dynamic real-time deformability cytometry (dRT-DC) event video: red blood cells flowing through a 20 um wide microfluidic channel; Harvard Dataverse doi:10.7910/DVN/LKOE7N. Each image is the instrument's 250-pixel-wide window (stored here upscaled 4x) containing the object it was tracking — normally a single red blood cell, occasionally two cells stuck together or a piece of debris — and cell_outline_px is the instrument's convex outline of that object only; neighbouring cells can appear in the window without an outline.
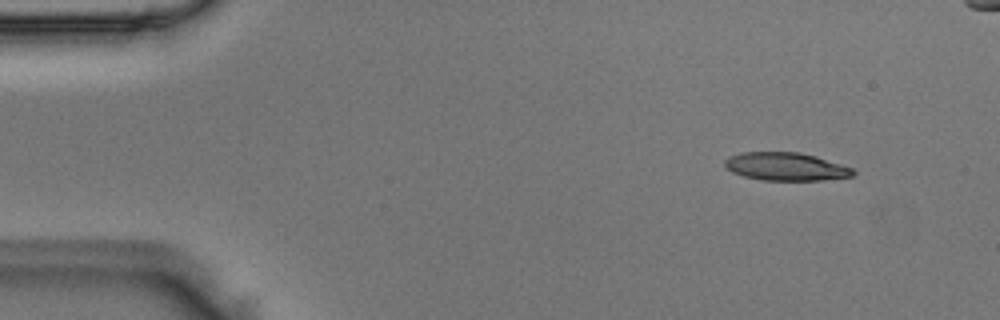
{"species": "Egyptian fruit bat (a non-hibernating species)", "species_latin": "Rousettus aegyptiacus", "temperature_condition": "room temperature", "stored_images_in_passage": 5, "camera_frame_rate_fps": 3000, "um_per_image_px": 0.085, "animal": {"sex": "male"}, "frame": {"image": 1, "passage_image": 1, "time_ms": 0.0, "image_size_px": [1000, 320], "cell_outline_px": [[856, 172], [852, 176], [820, 180], [760, 180], [744, 176], [732, 172], [724, 164], [724, 160], [728, 156], [740, 152], [800, 152], [816, 156], [852, 168]], "centroid_in_image_um": [66.76, 14.15], "position_along_channel_um": 18.2, "area_um2": 20.92}}
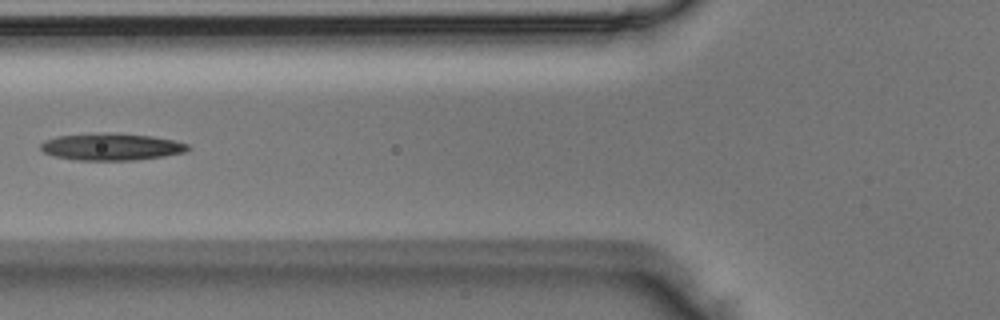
{"frame": {"image": 2, "passage_image": 5, "time_ms": 1.333, "image_size_px": [1000, 320], "cell_outline_px": [[192, 148], [184, 152], [164, 156], [132, 160], [76, 160], [56, 156], [44, 152], [40, 148], [40, 144], [44, 140], [56, 136], [108, 132], [152, 136], [176, 140], [188, 144]], "centroid_in_image_um": [9.48, 12.47], "position_along_channel_um": 116.3, "area_um2": 23.24}}